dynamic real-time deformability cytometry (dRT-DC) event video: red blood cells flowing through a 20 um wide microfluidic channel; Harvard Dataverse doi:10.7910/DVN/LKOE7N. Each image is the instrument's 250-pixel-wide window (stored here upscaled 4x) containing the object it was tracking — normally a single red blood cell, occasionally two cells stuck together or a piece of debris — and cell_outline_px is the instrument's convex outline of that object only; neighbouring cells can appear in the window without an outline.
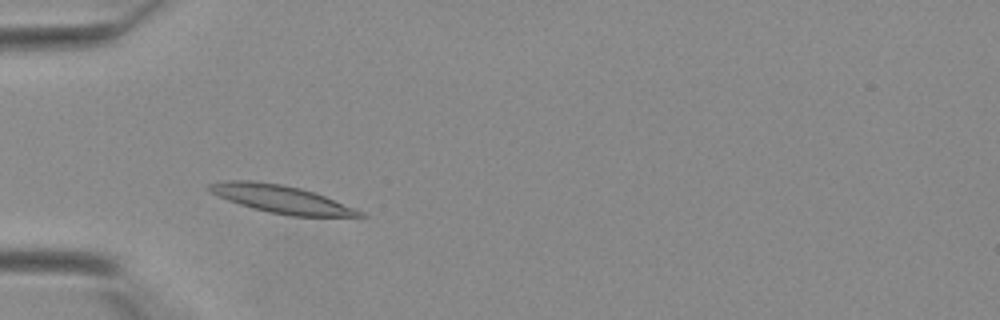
{"species": "Egyptian fruit bat (a non-hibernating species)", "species_latin": "Rousettus aegyptiacus", "temperature_condition": "warm", "stored_images_in_passage": 28, "camera_frame_rate_fps": 3000, "um_per_image_px": 0.085, "animal": {"sex": "female"}, "frame": {"image": 1, "passage_image": 5, "time_ms": 1.333, "image_size_px": [1000, 320], "cell_outline_px": [[368, 216], [292, 216], [268, 212], [252, 208], [228, 200], [208, 192], [204, 188], [208, 184], [224, 180], [252, 180], [280, 184], [300, 188], [324, 196], [364, 212]], "centroid_in_image_um": [23.81, 16.91], "position_along_channel_um": 61.2, "area_um2": 24.22}}
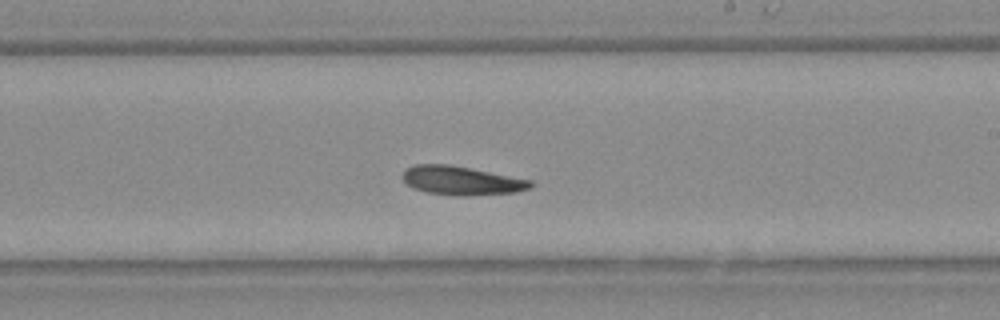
{"frame": {"image": 2, "passage_image": 17, "time_ms": 5.333, "image_size_px": [1000, 320], "cell_outline_px": [[532, 184], [528, 188], [516, 192], [464, 196], [456, 196], [428, 192], [412, 188], [400, 176], [404, 168], [416, 164], [448, 164], [532, 180]], "centroid_in_image_um": [39.16, 15.34], "position_along_channel_um": 249.8, "area_um2": 21.39}}
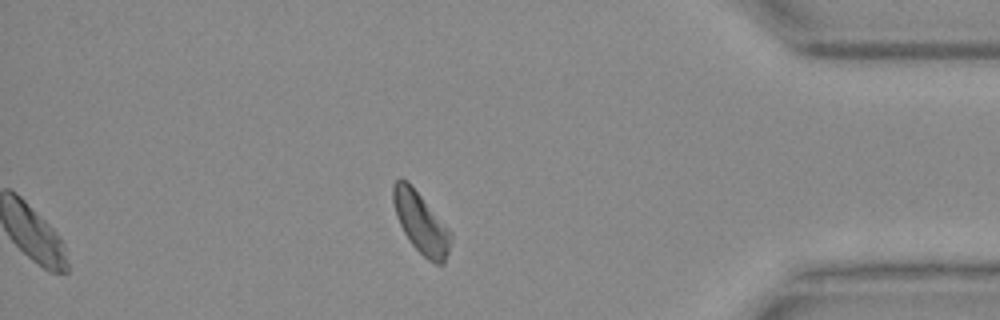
{"frame": {"image": 3, "passage_image": 28, "time_ms": 9.0, "image_size_px": [1000, 320], "cell_outline_px": [[452, 236], [448, 252], [444, 264], [436, 264], [428, 260], [412, 244], [404, 232], [396, 216], [392, 200], [392, 184], [400, 176], [408, 180], [452, 232]], "centroid_in_image_um": [35.76, 18.89], "position_along_channel_um": 399.4, "area_um2": 20.58}}